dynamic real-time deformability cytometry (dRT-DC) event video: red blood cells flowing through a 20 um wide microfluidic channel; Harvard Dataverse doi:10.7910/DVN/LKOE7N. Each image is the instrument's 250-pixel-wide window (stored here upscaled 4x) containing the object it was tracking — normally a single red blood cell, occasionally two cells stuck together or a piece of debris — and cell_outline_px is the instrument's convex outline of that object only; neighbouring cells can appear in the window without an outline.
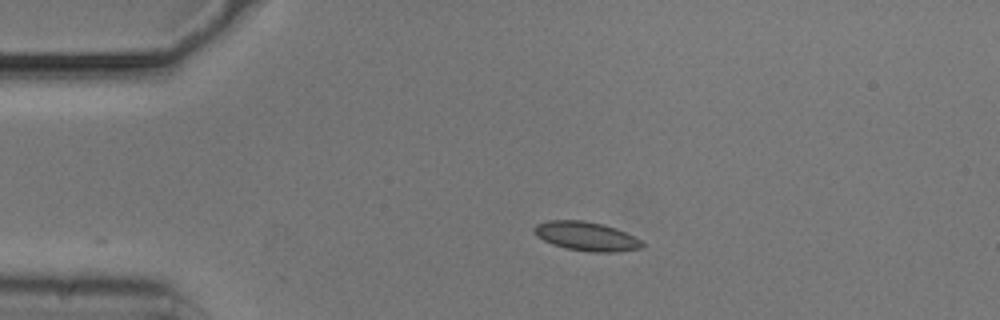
{"species": "common noctule bat (a hibernating species)", "species_latin": "Nyctalus noctula", "temperature_condition": "cold", "stored_images_in_passage": 44, "camera_frame_rate_fps": 3000, "um_per_image_px": 0.085, "animal": {"sex": "male", "body_mass_g": 20.5, "forearm_length_mm": 52.5}, "frame": {"image": 1, "passage_image": 1, "time_ms": 0.0, "image_size_px": [1000, 320], "cell_outline_px": [[644, 248], [616, 252], [592, 252], [568, 248], [552, 244], [536, 236], [532, 232], [532, 228], [536, 224], [548, 220], [584, 220], [604, 224], [616, 228], [640, 240], [644, 244]], "centroid_in_image_um": [49.81, 20.07], "position_along_channel_um": 35.2, "area_um2": 18.32}}
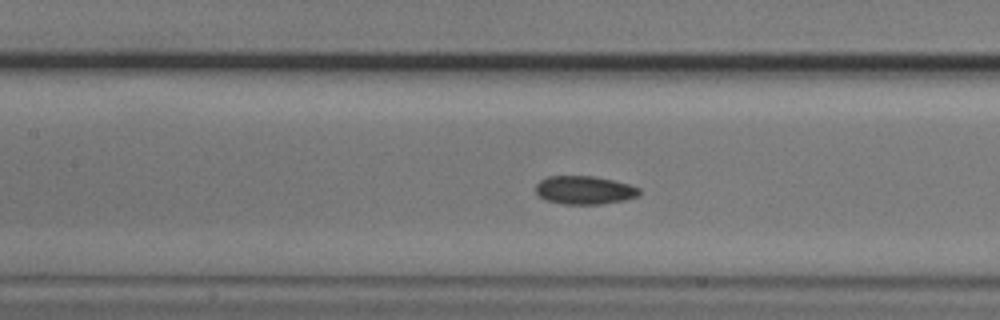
{"frame": {"image": 2, "passage_image": 14, "time_ms": 4.333, "image_size_px": [1000, 320], "cell_outline_px": [[640, 192], [636, 196], [624, 200], [600, 204], [564, 204], [548, 200], [540, 196], [536, 192], [536, 184], [540, 180], [548, 176], [592, 176], [612, 180], [628, 184], [640, 188]], "centroid_in_image_um": [49.66, 16.15], "position_along_channel_um": 157.7, "area_um2": 16.88}}
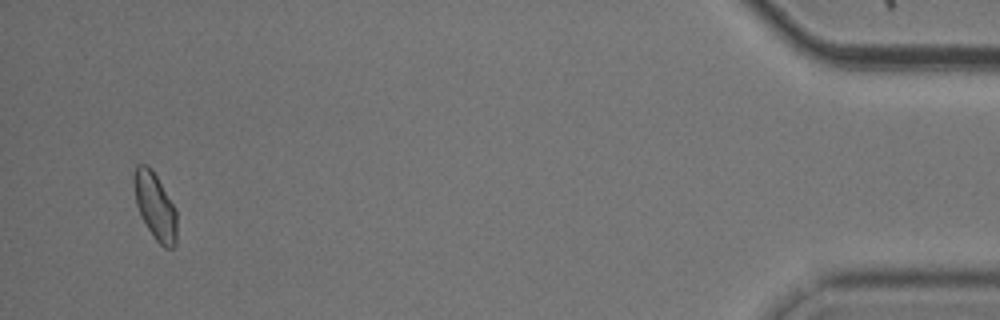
{"frame": {"image": 3, "passage_image": 42, "time_ms": 13.667, "image_size_px": [1000, 320], "cell_outline_px": [[176, 244], [172, 248], [164, 248], [156, 240], [148, 228], [136, 204], [132, 180], [132, 176], [136, 164], [148, 164], [156, 176], [176, 208]], "centroid_in_image_um": [13.17, 17.49], "position_along_channel_um": 422.0, "area_um2": 16.65}, "authors_computed_cell_mechanics": {"area_um2": 16.8487, "velocity_mm_per_s": 3.69, "shape_relaxation_time_tau1_ms": 2.1046, "shape_relaxation_time_tau2_ms": 1.9353, "deformation_change_tau1": 0.0797, "deformation_change_tau2": 0.0594}}